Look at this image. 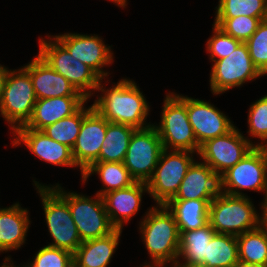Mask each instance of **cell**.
<instances>
[{
    "label": "cell",
    "instance_id": "d4e9b609",
    "mask_svg": "<svg viewBox=\"0 0 267 267\" xmlns=\"http://www.w3.org/2000/svg\"><path fill=\"white\" fill-rule=\"evenodd\" d=\"M94 173L98 174L103 184L100 191L96 192L101 197L111 191L126 188L135 182L123 162H94L83 172L82 184H85L89 176Z\"/></svg>",
    "mask_w": 267,
    "mask_h": 267
},
{
    "label": "cell",
    "instance_id": "f35d334b",
    "mask_svg": "<svg viewBox=\"0 0 267 267\" xmlns=\"http://www.w3.org/2000/svg\"><path fill=\"white\" fill-rule=\"evenodd\" d=\"M233 267H263V266L238 261V263L234 265Z\"/></svg>",
    "mask_w": 267,
    "mask_h": 267
},
{
    "label": "cell",
    "instance_id": "9a60e30c",
    "mask_svg": "<svg viewBox=\"0 0 267 267\" xmlns=\"http://www.w3.org/2000/svg\"><path fill=\"white\" fill-rule=\"evenodd\" d=\"M108 121L92 108L82 120L79 135L73 146L72 157L81 175L99 159L106 136Z\"/></svg>",
    "mask_w": 267,
    "mask_h": 267
},
{
    "label": "cell",
    "instance_id": "7c38bea8",
    "mask_svg": "<svg viewBox=\"0 0 267 267\" xmlns=\"http://www.w3.org/2000/svg\"><path fill=\"white\" fill-rule=\"evenodd\" d=\"M242 134L235 126L227 134L201 144L197 155L221 177L256 147V142Z\"/></svg>",
    "mask_w": 267,
    "mask_h": 267
},
{
    "label": "cell",
    "instance_id": "e575fe53",
    "mask_svg": "<svg viewBox=\"0 0 267 267\" xmlns=\"http://www.w3.org/2000/svg\"><path fill=\"white\" fill-rule=\"evenodd\" d=\"M30 267H71L73 263V253L68 250L44 246L34 256Z\"/></svg>",
    "mask_w": 267,
    "mask_h": 267
},
{
    "label": "cell",
    "instance_id": "74e56055",
    "mask_svg": "<svg viewBox=\"0 0 267 267\" xmlns=\"http://www.w3.org/2000/svg\"><path fill=\"white\" fill-rule=\"evenodd\" d=\"M12 262V263H11ZM13 261L11 260V257H5L3 264L1 265V267H20V266H15L13 265ZM23 267H30L29 263H27L26 265H23Z\"/></svg>",
    "mask_w": 267,
    "mask_h": 267
},
{
    "label": "cell",
    "instance_id": "ac0fdd59",
    "mask_svg": "<svg viewBox=\"0 0 267 267\" xmlns=\"http://www.w3.org/2000/svg\"><path fill=\"white\" fill-rule=\"evenodd\" d=\"M23 67L30 74L36 99L83 96L64 76L51 68L38 54Z\"/></svg>",
    "mask_w": 267,
    "mask_h": 267
},
{
    "label": "cell",
    "instance_id": "ffe728a7",
    "mask_svg": "<svg viewBox=\"0 0 267 267\" xmlns=\"http://www.w3.org/2000/svg\"><path fill=\"white\" fill-rule=\"evenodd\" d=\"M220 193V177L204 162L194 161L171 200H213Z\"/></svg>",
    "mask_w": 267,
    "mask_h": 267
},
{
    "label": "cell",
    "instance_id": "b9f144b4",
    "mask_svg": "<svg viewBox=\"0 0 267 267\" xmlns=\"http://www.w3.org/2000/svg\"><path fill=\"white\" fill-rule=\"evenodd\" d=\"M175 267H209L203 264H191V265H176Z\"/></svg>",
    "mask_w": 267,
    "mask_h": 267
},
{
    "label": "cell",
    "instance_id": "836d02e7",
    "mask_svg": "<svg viewBox=\"0 0 267 267\" xmlns=\"http://www.w3.org/2000/svg\"><path fill=\"white\" fill-rule=\"evenodd\" d=\"M251 60L259 72L267 75V19L263 20L257 30L245 42Z\"/></svg>",
    "mask_w": 267,
    "mask_h": 267
},
{
    "label": "cell",
    "instance_id": "603a6c76",
    "mask_svg": "<svg viewBox=\"0 0 267 267\" xmlns=\"http://www.w3.org/2000/svg\"><path fill=\"white\" fill-rule=\"evenodd\" d=\"M122 229H115L109 235L83 241L73 253L76 267H107L119 245Z\"/></svg>",
    "mask_w": 267,
    "mask_h": 267
},
{
    "label": "cell",
    "instance_id": "9c48e42d",
    "mask_svg": "<svg viewBox=\"0 0 267 267\" xmlns=\"http://www.w3.org/2000/svg\"><path fill=\"white\" fill-rule=\"evenodd\" d=\"M36 100L29 72L23 66L10 69L0 99V115L12 132L31 118Z\"/></svg>",
    "mask_w": 267,
    "mask_h": 267
},
{
    "label": "cell",
    "instance_id": "60d3db41",
    "mask_svg": "<svg viewBox=\"0 0 267 267\" xmlns=\"http://www.w3.org/2000/svg\"><path fill=\"white\" fill-rule=\"evenodd\" d=\"M263 223L267 226V199L263 203Z\"/></svg>",
    "mask_w": 267,
    "mask_h": 267
},
{
    "label": "cell",
    "instance_id": "d6a6232c",
    "mask_svg": "<svg viewBox=\"0 0 267 267\" xmlns=\"http://www.w3.org/2000/svg\"><path fill=\"white\" fill-rule=\"evenodd\" d=\"M248 135L260 141L256 147L267 146V95L250 105L248 110Z\"/></svg>",
    "mask_w": 267,
    "mask_h": 267
},
{
    "label": "cell",
    "instance_id": "d6986e66",
    "mask_svg": "<svg viewBox=\"0 0 267 267\" xmlns=\"http://www.w3.org/2000/svg\"><path fill=\"white\" fill-rule=\"evenodd\" d=\"M144 192L149 193L147 184L135 181L126 188L111 191L102 196L110 223L116 229H123V225L137 214Z\"/></svg>",
    "mask_w": 267,
    "mask_h": 267
},
{
    "label": "cell",
    "instance_id": "5b68a950",
    "mask_svg": "<svg viewBox=\"0 0 267 267\" xmlns=\"http://www.w3.org/2000/svg\"><path fill=\"white\" fill-rule=\"evenodd\" d=\"M161 120L153 125L162 141L163 149L189 151L198 154V144L186 110V96L170 92L166 94Z\"/></svg>",
    "mask_w": 267,
    "mask_h": 267
},
{
    "label": "cell",
    "instance_id": "f1b7e54d",
    "mask_svg": "<svg viewBox=\"0 0 267 267\" xmlns=\"http://www.w3.org/2000/svg\"><path fill=\"white\" fill-rule=\"evenodd\" d=\"M238 261L236 236L215 233L207 245L205 265L209 267H233Z\"/></svg>",
    "mask_w": 267,
    "mask_h": 267
},
{
    "label": "cell",
    "instance_id": "8d00e7d4",
    "mask_svg": "<svg viewBox=\"0 0 267 267\" xmlns=\"http://www.w3.org/2000/svg\"><path fill=\"white\" fill-rule=\"evenodd\" d=\"M9 70L6 66L0 64V99L3 94L6 78L8 76Z\"/></svg>",
    "mask_w": 267,
    "mask_h": 267
},
{
    "label": "cell",
    "instance_id": "f546056e",
    "mask_svg": "<svg viewBox=\"0 0 267 267\" xmlns=\"http://www.w3.org/2000/svg\"><path fill=\"white\" fill-rule=\"evenodd\" d=\"M92 108V105L87 108L84 104L76 113L45 127L42 132L56 142L65 144L72 149L79 135L83 117Z\"/></svg>",
    "mask_w": 267,
    "mask_h": 267
},
{
    "label": "cell",
    "instance_id": "2e32d148",
    "mask_svg": "<svg viewBox=\"0 0 267 267\" xmlns=\"http://www.w3.org/2000/svg\"><path fill=\"white\" fill-rule=\"evenodd\" d=\"M186 110L199 145L209 139L223 136L235 127L230 118L209 101L186 95Z\"/></svg>",
    "mask_w": 267,
    "mask_h": 267
},
{
    "label": "cell",
    "instance_id": "52a82bcc",
    "mask_svg": "<svg viewBox=\"0 0 267 267\" xmlns=\"http://www.w3.org/2000/svg\"><path fill=\"white\" fill-rule=\"evenodd\" d=\"M33 182L43 204L48 232L53 238L48 246L74 253L82 241L68 203L50 185L46 186L35 180Z\"/></svg>",
    "mask_w": 267,
    "mask_h": 267
},
{
    "label": "cell",
    "instance_id": "7a4b0ae2",
    "mask_svg": "<svg viewBox=\"0 0 267 267\" xmlns=\"http://www.w3.org/2000/svg\"><path fill=\"white\" fill-rule=\"evenodd\" d=\"M148 210L139 223V230L152 260L142 267H167V263L171 264L169 267H175L181 235L174 215L165 205H154Z\"/></svg>",
    "mask_w": 267,
    "mask_h": 267
},
{
    "label": "cell",
    "instance_id": "ab89813d",
    "mask_svg": "<svg viewBox=\"0 0 267 267\" xmlns=\"http://www.w3.org/2000/svg\"><path fill=\"white\" fill-rule=\"evenodd\" d=\"M111 2H113L114 4H116L118 7H122V8H126L127 6V0H109Z\"/></svg>",
    "mask_w": 267,
    "mask_h": 267
},
{
    "label": "cell",
    "instance_id": "8992f818",
    "mask_svg": "<svg viewBox=\"0 0 267 267\" xmlns=\"http://www.w3.org/2000/svg\"><path fill=\"white\" fill-rule=\"evenodd\" d=\"M51 187L68 203L82 242L107 236L116 229L110 223L103 199L98 194L91 198L74 191L67 192L59 183Z\"/></svg>",
    "mask_w": 267,
    "mask_h": 267
},
{
    "label": "cell",
    "instance_id": "83f0119b",
    "mask_svg": "<svg viewBox=\"0 0 267 267\" xmlns=\"http://www.w3.org/2000/svg\"><path fill=\"white\" fill-rule=\"evenodd\" d=\"M236 239L239 261L267 267V226L264 223Z\"/></svg>",
    "mask_w": 267,
    "mask_h": 267
},
{
    "label": "cell",
    "instance_id": "8fae6325",
    "mask_svg": "<svg viewBox=\"0 0 267 267\" xmlns=\"http://www.w3.org/2000/svg\"><path fill=\"white\" fill-rule=\"evenodd\" d=\"M263 75L253 64L246 43H240L229 56L214 61L210 72V90L213 95L241 87Z\"/></svg>",
    "mask_w": 267,
    "mask_h": 267
},
{
    "label": "cell",
    "instance_id": "277c9868",
    "mask_svg": "<svg viewBox=\"0 0 267 267\" xmlns=\"http://www.w3.org/2000/svg\"><path fill=\"white\" fill-rule=\"evenodd\" d=\"M47 37V40L39 38L38 55L57 73L64 76L79 93L90 99L102 78L88 65L73 57L53 35Z\"/></svg>",
    "mask_w": 267,
    "mask_h": 267
},
{
    "label": "cell",
    "instance_id": "d590c367",
    "mask_svg": "<svg viewBox=\"0 0 267 267\" xmlns=\"http://www.w3.org/2000/svg\"><path fill=\"white\" fill-rule=\"evenodd\" d=\"M212 26L213 34L206 42V51L209 52V59L214 62L229 56L241 42L226 34L217 25Z\"/></svg>",
    "mask_w": 267,
    "mask_h": 267
},
{
    "label": "cell",
    "instance_id": "6da1fadb",
    "mask_svg": "<svg viewBox=\"0 0 267 267\" xmlns=\"http://www.w3.org/2000/svg\"><path fill=\"white\" fill-rule=\"evenodd\" d=\"M102 82L103 79L96 90L102 94L97 95L92 106L108 122L129 125L135 129L154 125L146 122L150 106L135 81L122 78L108 89Z\"/></svg>",
    "mask_w": 267,
    "mask_h": 267
},
{
    "label": "cell",
    "instance_id": "cb8c5ba5",
    "mask_svg": "<svg viewBox=\"0 0 267 267\" xmlns=\"http://www.w3.org/2000/svg\"><path fill=\"white\" fill-rule=\"evenodd\" d=\"M212 200H170L165 206L174 215L180 235L209 223V204Z\"/></svg>",
    "mask_w": 267,
    "mask_h": 267
},
{
    "label": "cell",
    "instance_id": "4dcf8cb0",
    "mask_svg": "<svg viewBox=\"0 0 267 267\" xmlns=\"http://www.w3.org/2000/svg\"><path fill=\"white\" fill-rule=\"evenodd\" d=\"M215 18L267 17V0H219Z\"/></svg>",
    "mask_w": 267,
    "mask_h": 267
},
{
    "label": "cell",
    "instance_id": "484cf974",
    "mask_svg": "<svg viewBox=\"0 0 267 267\" xmlns=\"http://www.w3.org/2000/svg\"><path fill=\"white\" fill-rule=\"evenodd\" d=\"M215 233L209 223L202 228L183 232L180 236L179 257L176 265H205L207 245Z\"/></svg>",
    "mask_w": 267,
    "mask_h": 267
},
{
    "label": "cell",
    "instance_id": "e0dca14e",
    "mask_svg": "<svg viewBox=\"0 0 267 267\" xmlns=\"http://www.w3.org/2000/svg\"><path fill=\"white\" fill-rule=\"evenodd\" d=\"M13 147L25 144L28 150L40 160L55 166L77 167L72 150L65 144L58 143L42 131L26 128L24 125L12 132Z\"/></svg>",
    "mask_w": 267,
    "mask_h": 267
},
{
    "label": "cell",
    "instance_id": "30bf717a",
    "mask_svg": "<svg viewBox=\"0 0 267 267\" xmlns=\"http://www.w3.org/2000/svg\"><path fill=\"white\" fill-rule=\"evenodd\" d=\"M193 154L189 151L162 150L153 175L146 183L156 205H166L175 197L188 168L195 161Z\"/></svg>",
    "mask_w": 267,
    "mask_h": 267
},
{
    "label": "cell",
    "instance_id": "44dd1931",
    "mask_svg": "<svg viewBox=\"0 0 267 267\" xmlns=\"http://www.w3.org/2000/svg\"><path fill=\"white\" fill-rule=\"evenodd\" d=\"M84 96L37 99L26 128L42 131L45 127L76 113L85 103Z\"/></svg>",
    "mask_w": 267,
    "mask_h": 267
},
{
    "label": "cell",
    "instance_id": "4fadbf2b",
    "mask_svg": "<svg viewBox=\"0 0 267 267\" xmlns=\"http://www.w3.org/2000/svg\"><path fill=\"white\" fill-rule=\"evenodd\" d=\"M162 150V141L153 125L136 129L131 135L123 162L130 176L137 182L147 183L153 175Z\"/></svg>",
    "mask_w": 267,
    "mask_h": 267
},
{
    "label": "cell",
    "instance_id": "3957f363",
    "mask_svg": "<svg viewBox=\"0 0 267 267\" xmlns=\"http://www.w3.org/2000/svg\"><path fill=\"white\" fill-rule=\"evenodd\" d=\"M208 221L216 233L239 236L263 223L248 196L220 192L209 204Z\"/></svg>",
    "mask_w": 267,
    "mask_h": 267
},
{
    "label": "cell",
    "instance_id": "ba28073f",
    "mask_svg": "<svg viewBox=\"0 0 267 267\" xmlns=\"http://www.w3.org/2000/svg\"><path fill=\"white\" fill-rule=\"evenodd\" d=\"M242 190L263 192L264 198L260 204L263 212V203L267 199V150L265 147H254L248 155L232 166L220 177V192L247 196Z\"/></svg>",
    "mask_w": 267,
    "mask_h": 267
},
{
    "label": "cell",
    "instance_id": "4316f807",
    "mask_svg": "<svg viewBox=\"0 0 267 267\" xmlns=\"http://www.w3.org/2000/svg\"><path fill=\"white\" fill-rule=\"evenodd\" d=\"M135 130L129 125L108 122L97 162H124L131 135Z\"/></svg>",
    "mask_w": 267,
    "mask_h": 267
},
{
    "label": "cell",
    "instance_id": "7402d4cb",
    "mask_svg": "<svg viewBox=\"0 0 267 267\" xmlns=\"http://www.w3.org/2000/svg\"><path fill=\"white\" fill-rule=\"evenodd\" d=\"M28 212L19 202L0 209V253L17 250L25 244L31 224Z\"/></svg>",
    "mask_w": 267,
    "mask_h": 267
},
{
    "label": "cell",
    "instance_id": "5bb4252c",
    "mask_svg": "<svg viewBox=\"0 0 267 267\" xmlns=\"http://www.w3.org/2000/svg\"><path fill=\"white\" fill-rule=\"evenodd\" d=\"M77 60L92 68L102 79L108 71L103 70L114 62L112 46H107L98 35L79 33L59 34L54 36Z\"/></svg>",
    "mask_w": 267,
    "mask_h": 267
},
{
    "label": "cell",
    "instance_id": "1f68e13d",
    "mask_svg": "<svg viewBox=\"0 0 267 267\" xmlns=\"http://www.w3.org/2000/svg\"><path fill=\"white\" fill-rule=\"evenodd\" d=\"M267 17H249L240 15L235 18H215L214 24L226 34L245 43L257 30L259 24Z\"/></svg>",
    "mask_w": 267,
    "mask_h": 267
}]
</instances>
